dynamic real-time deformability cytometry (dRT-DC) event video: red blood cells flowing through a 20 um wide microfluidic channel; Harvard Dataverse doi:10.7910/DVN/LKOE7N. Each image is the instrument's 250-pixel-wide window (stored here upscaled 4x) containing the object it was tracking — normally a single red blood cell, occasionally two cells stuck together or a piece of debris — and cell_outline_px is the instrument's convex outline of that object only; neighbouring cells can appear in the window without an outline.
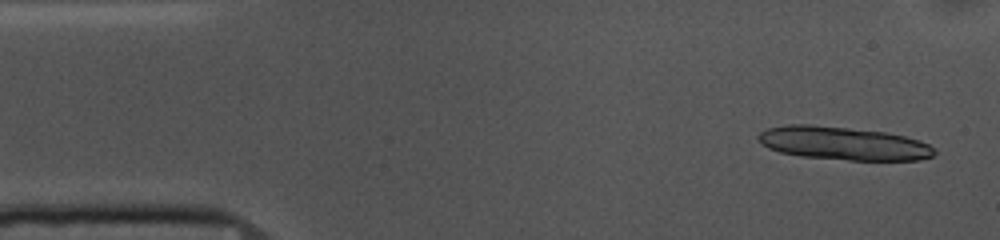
{"species": "common noctule bat (a hibernating species)", "species_latin": "Nyctalus noctula", "temperature_condition": "cold", "stored_images_in_passage": 27, "camera_frame_rate_fps": 3000, "um_per_image_px": 0.085, "animal": {"sex": "female", "body_mass_g": 10.0, "forearm_length_mm": 53.1}, "frame": {"image": 1, "passage_image": 2, "time_ms": 0.333, "image_size_px": [1000, 240], "cell_outline_px": [[936, 152], [932, 156], [920, 160], [848, 160], [800, 156], [780, 152], [768, 148], [756, 136], [760, 132], [768, 128], [788, 124], [808, 124], [848, 128], [884, 132], [904, 136], [920, 140], [936, 148]], "centroid_in_image_um": [71.7, 12.19], "position_along_channel_um": 13.3, "area_um2": 34.04}}
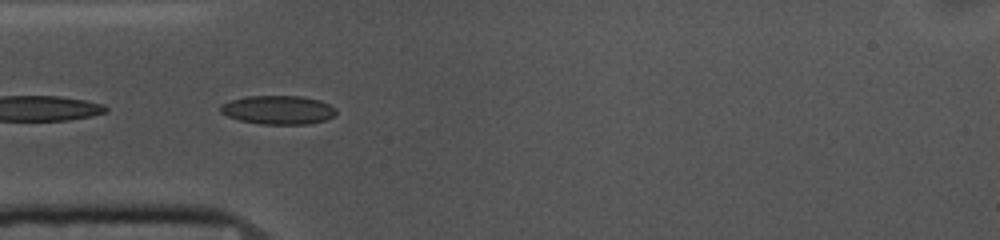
{"frame": {"image": 2, "passage_image": 14, "time_ms": 4.333, "image_size_px": [1000, 240], "cell_outline_px": [[336, 116], [324, 120], [308, 124], [260, 124], [240, 120], [228, 116], [220, 112], [220, 104], [244, 96], [300, 96], [320, 100], [336, 108]], "centroid_in_image_um": [23.65, 9.34], "position_along_channel_um": 61.4, "area_um2": 19.42}}
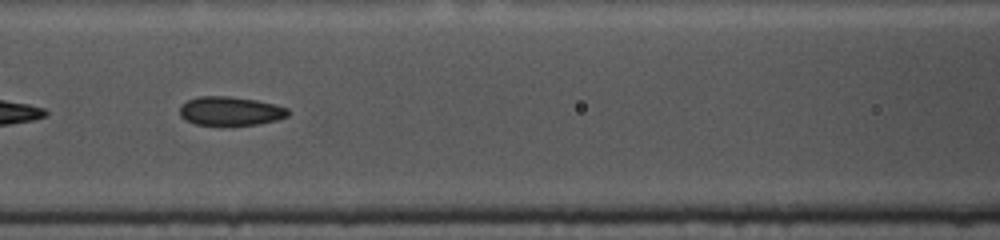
{"frame": {"image": 3, "passage_image": 21, "time_ms": 6.667, "image_size_px": [1000, 240], "cell_outline_px": [[288, 116], [276, 120], [256, 124], [232, 128], [196, 124], [184, 120], [180, 116], [180, 104], [188, 100], [200, 96], [228, 96], [256, 100], [288, 108]], "centroid_in_image_um": [19.53, 9.48], "position_along_channel_um": 147.1, "area_um2": 18.79}}